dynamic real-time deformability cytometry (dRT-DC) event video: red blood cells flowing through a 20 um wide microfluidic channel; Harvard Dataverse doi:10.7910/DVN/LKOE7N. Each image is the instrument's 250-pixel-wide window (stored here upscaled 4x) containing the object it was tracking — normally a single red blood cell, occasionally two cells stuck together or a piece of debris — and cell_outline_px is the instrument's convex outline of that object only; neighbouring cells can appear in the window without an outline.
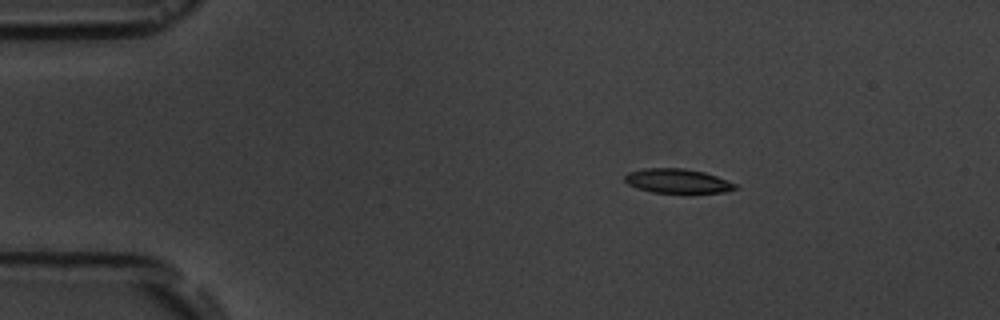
{"species": "common noctule bat (a hibernating species)", "species_latin": "Nyctalus noctula", "temperature_condition": "room temperature", "stored_images_in_passage": 3, "camera_frame_rate_fps": 3000, "um_per_image_px": 0.085, "animal": {"sex": "male", "body_mass_g": 19.5, "forearm_length_mm": 54.6}, "frame": {"image": 1, "passage_image": 1, "time_ms": 0.0, "image_size_px": [1000, 320], "cell_outline_px": [[740, 188], [724, 192], [652, 192], [636, 188], [628, 184], [624, 180], [624, 176], [628, 172], [644, 168], [684, 168], [704, 172], [716, 176], [736, 184]], "centroid_in_image_um": [57.56, 15.37], "position_along_channel_um": 27.4, "area_um2": 15.55}}